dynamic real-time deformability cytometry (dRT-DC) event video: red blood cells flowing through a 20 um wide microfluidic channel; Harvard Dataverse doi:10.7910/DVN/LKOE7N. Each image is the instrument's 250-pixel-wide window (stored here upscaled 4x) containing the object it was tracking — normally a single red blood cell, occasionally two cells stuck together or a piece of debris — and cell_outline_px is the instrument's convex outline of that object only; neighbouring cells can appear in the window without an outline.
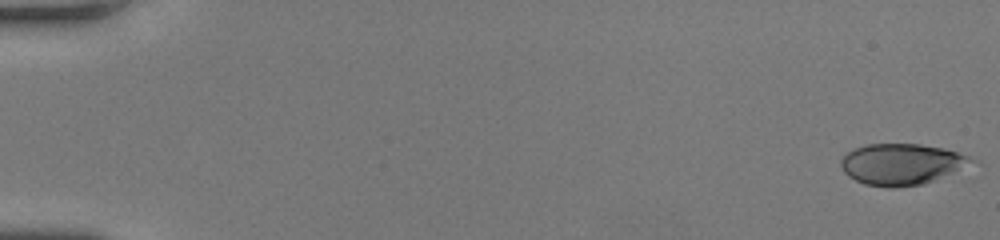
{"species": "human", "species_latin": "Homo sapiens", "temperature_condition": "room temperature", "stored_images_in_passage": 49, "camera_frame_rate_fps": 3000, "um_per_image_px": 0.085, "donor": {"sex": "female"}, "frame": {"image": 1, "passage_image": 1, "time_ms": 0.0, "image_size_px": [1000, 240], "cell_outline_px": [[980, 164], [924, 184], [892, 188], [888, 188], [864, 184], [848, 176], [844, 172], [840, 164], [840, 160], [848, 152], [856, 148], [868, 144], [920, 144], [944, 148], [980, 160]], "centroid_in_image_um": [76.75, 13.97], "position_along_channel_um": 8.3, "area_um2": 31.96}}
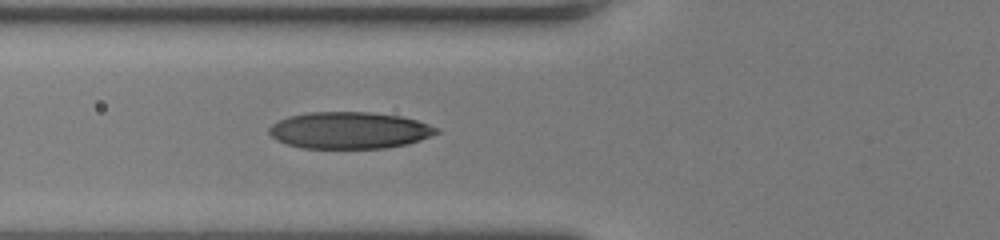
{"frame": {"image": 2, "passage_image": 20, "time_ms": 6.333, "image_size_px": [1000, 240], "cell_outline_px": [[440, 132], [432, 136], [408, 144], [384, 148], [300, 148], [276, 140], [268, 132], [268, 128], [272, 124], [288, 116], [308, 112], [368, 112], [400, 116], [416, 120], [440, 128]], "centroid_in_image_um": [29.71, 11.08], "position_along_channel_um": 96.1, "area_um2": 35.95}}
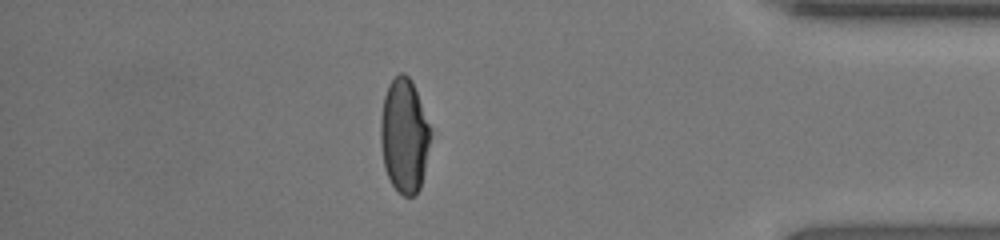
{"frame": {"image": 3, "passage_image": 43, "time_ms": 14.0, "image_size_px": [1000, 240], "cell_outline_px": [[432, 136], [424, 172], [420, 188], [416, 196], [404, 196], [392, 184], [384, 168], [380, 144], [380, 120], [384, 96], [388, 84], [400, 72], [404, 72], [412, 80], [432, 128]], "centroid_in_image_um": [34.38, 11.52], "position_along_channel_um": 400.8, "area_um2": 33.81}, "authors_computed_cell_mechanics": {"area_um2": 34.2754, "velocity_mm_per_s": 4.3922, "shape_relaxation_time_tau1_ms": 4.3188, "shape_relaxation_time_tau2_ms": 1.251, "deformation_change_tau1": 0.2059, "deformation_change_tau2": 0.0659}}